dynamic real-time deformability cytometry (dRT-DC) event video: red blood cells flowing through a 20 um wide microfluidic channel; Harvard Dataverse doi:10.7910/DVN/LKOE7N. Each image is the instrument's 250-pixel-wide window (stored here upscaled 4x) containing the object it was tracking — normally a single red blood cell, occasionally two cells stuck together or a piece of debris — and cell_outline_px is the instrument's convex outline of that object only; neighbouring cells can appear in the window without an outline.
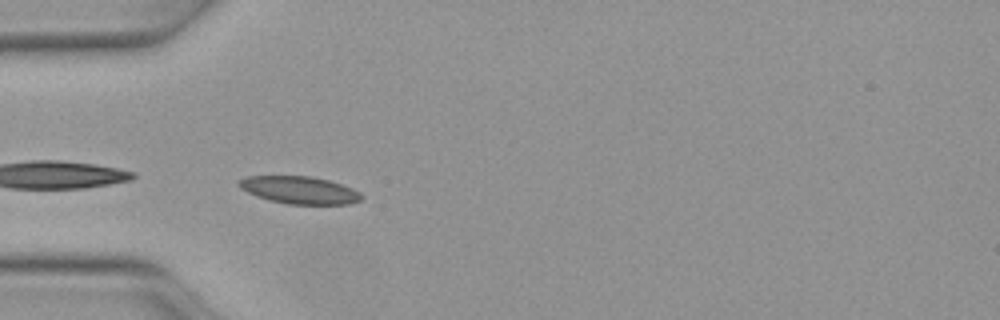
{"species": "Egyptian fruit bat (a non-hibernating species)", "species_latin": "Rousettus aegyptiacus", "temperature_condition": "warm", "stored_images_in_passage": 5, "camera_frame_rate_fps": 3000, "um_per_image_px": 0.085, "animal": {"sex": "female"}, "frame": {"image": 1, "passage_image": 1, "time_ms": 0.0, "image_size_px": [1000, 320], "cell_outline_px": [[364, 196], [360, 200], [348, 204], [288, 204], [256, 196], [240, 188], [236, 184], [240, 180], [248, 176], [312, 176], [328, 180], [352, 188], [360, 192]], "centroid_in_image_um": [25.47, 16.15], "position_along_channel_um": 59.5, "area_um2": 19.48}}